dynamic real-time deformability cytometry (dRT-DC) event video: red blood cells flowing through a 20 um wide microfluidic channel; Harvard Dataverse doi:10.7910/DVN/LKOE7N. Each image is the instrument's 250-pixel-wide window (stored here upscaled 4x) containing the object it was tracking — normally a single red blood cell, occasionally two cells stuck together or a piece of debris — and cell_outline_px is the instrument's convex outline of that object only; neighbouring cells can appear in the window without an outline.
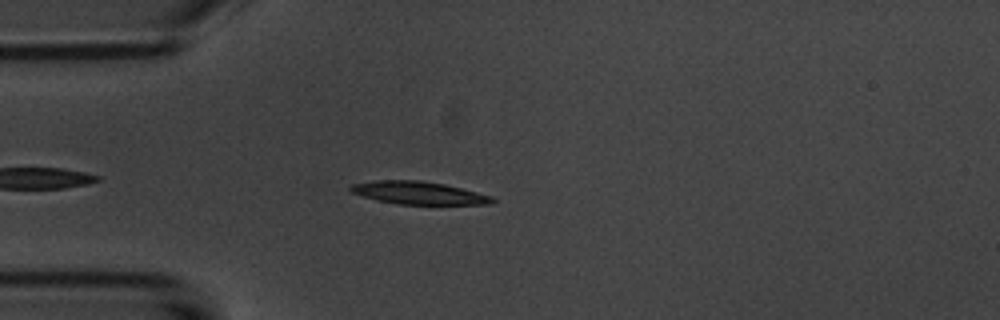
{"species": "common noctule bat (a hibernating species)", "species_latin": "Nyctalus noctula", "temperature_condition": "room temperature", "stored_images_in_passage": 42, "camera_frame_rate_fps": 3000, "um_per_image_px": 0.085, "animal": {"sex": "male", "body_mass_g": 20.1, "forearm_length_mm": 53.5}, "frame": {"image": 1, "passage_image": 5, "time_ms": 1.333, "image_size_px": [1000, 320], "cell_outline_px": [[496, 200], [492, 204], [400, 204], [376, 200], [352, 192], [348, 188], [352, 184], [376, 180], [420, 180], [444, 184], [492, 196]], "centroid_in_image_um": [35.58, 16.39], "position_along_channel_um": 49.4, "area_um2": 18.61}}
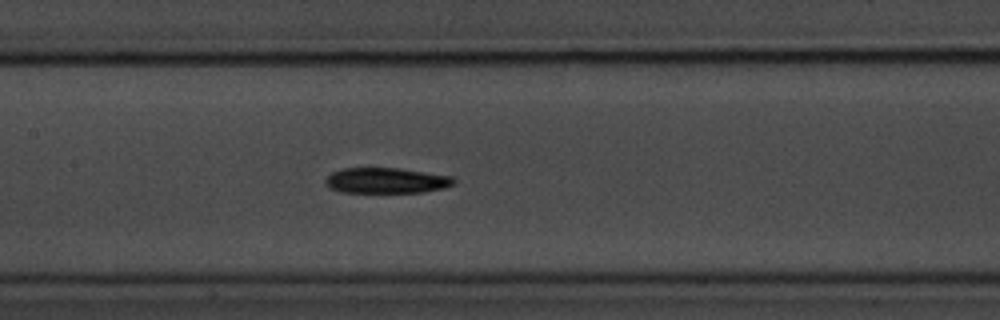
{"frame": {"image": 2, "passage_image": 16, "time_ms": 5.0, "image_size_px": [1000, 320], "cell_outline_px": [[456, 180], [452, 184], [444, 188], [424, 192], [344, 192], [332, 188], [324, 184], [324, 180], [332, 172], [340, 168], [400, 168], [452, 176]], "centroid_in_image_um": [32.83, 15.33], "position_along_channel_um": 174.6, "area_um2": 19.07}}
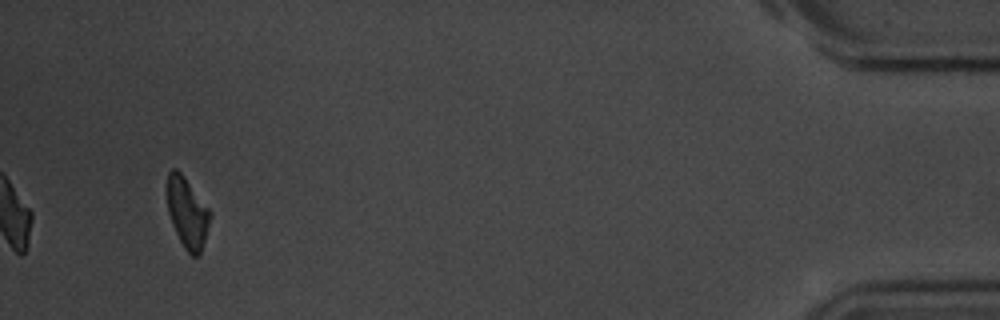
{"frame": {"image": 3, "passage_image": 42, "time_ms": 13.667, "image_size_px": [1000, 320], "cell_outline_px": [[212, 216], [200, 256], [192, 256], [184, 248], [172, 224], [168, 212], [168, 172], [172, 168], [176, 168], [184, 176], [212, 212]], "centroid_in_image_um": [15.95, 18.1], "position_along_channel_um": 419.2, "area_um2": 17.63}, "authors_computed_cell_mechanics": {"area_um2": 19.1318, "velocity_mm_per_s": 3.6982, "shape_relaxation_time_tau1_ms": 2.5738, "shape_relaxation_time_tau2_ms": null, "deformation_change_tau1": 0.1549, "deformation_change_tau2": null}}